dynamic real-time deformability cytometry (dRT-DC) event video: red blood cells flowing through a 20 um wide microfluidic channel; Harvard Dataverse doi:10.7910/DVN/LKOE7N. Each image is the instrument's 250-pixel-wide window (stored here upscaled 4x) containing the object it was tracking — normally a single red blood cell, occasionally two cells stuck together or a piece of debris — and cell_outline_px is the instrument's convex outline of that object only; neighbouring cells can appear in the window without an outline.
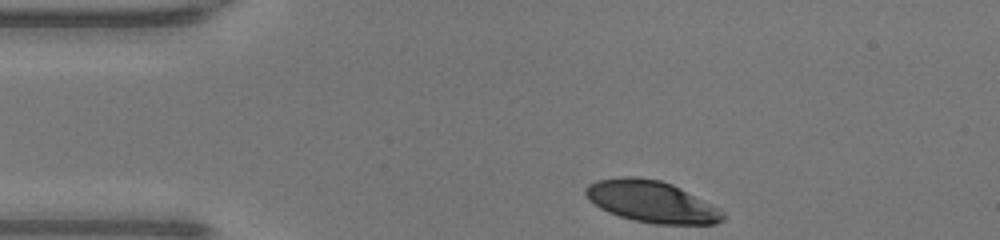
{"species": "human", "species_latin": "Homo sapiens", "temperature_condition": "warm", "stored_images_in_passage": 31, "camera_frame_rate_fps": 3000, "um_per_image_px": 0.085, "donor": {"sex": "male"}, "frame": {"image": 1, "passage_image": 1, "time_ms": 0.0, "image_size_px": [1000, 240], "cell_outline_px": [[724, 220], [716, 224], [656, 224], [632, 220], [608, 212], [600, 208], [588, 200], [584, 192], [584, 188], [588, 184], [596, 180], [624, 176], [632, 176], [660, 180], [672, 184], [720, 208], [724, 212]], "centroid_in_image_um": [55.37, 17.14], "position_along_channel_um": 29.6, "area_um2": 33.47}}
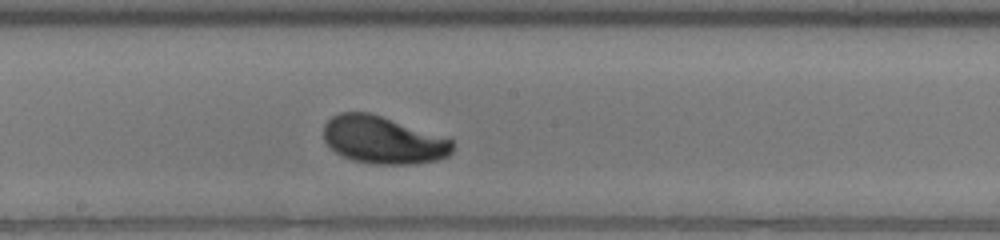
{"frame": {"image": 2, "passage_image": 18, "time_ms": 5.667, "image_size_px": [1000, 240], "cell_outline_px": [[452, 152], [448, 156], [436, 160], [416, 164], [372, 164], [352, 160], [336, 152], [324, 140], [324, 124], [332, 116], [340, 112], [368, 112], [448, 136], [452, 140]], "centroid_in_image_um": [32.6, 11.89], "position_along_channel_um": 215.6, "area_um2": 35.95}}
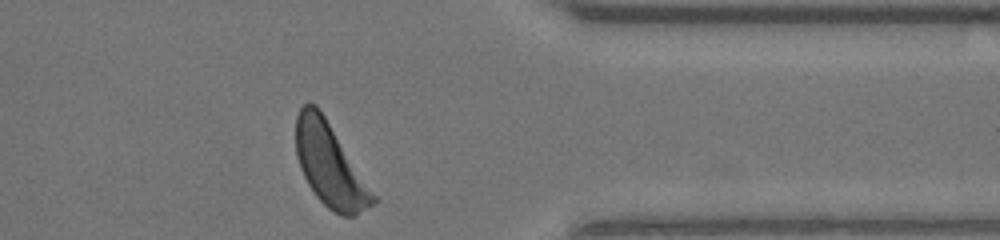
{"frame": {"image": 3, "passage_image": 31, "time_ms": 10.0, "image_size_px": [1000, 240], "cell_outline_px": [[380, 200], [352, 216], [340, 216], [328, 208], [316, 196], [308, 184], [300, 168], [296, 156], [296, 116], [300, 108], [308, 100], [316, 104]], "centroid_in_image_um": [28.04, 14.03], "position_along_channel_um": 383.4, "area_um2": 37.11}, "authors_computed_cell_mechanics": {"area_um2": 35.6048, "velocity_mm_per_s": 4.2378, "shape_relaxation_time_tau1_ms": 3.7526, "shape_relaxation_time_tau2_ms": null, "deformation_change_tau1": 0.2228, "deformation_change_tau2": null}}